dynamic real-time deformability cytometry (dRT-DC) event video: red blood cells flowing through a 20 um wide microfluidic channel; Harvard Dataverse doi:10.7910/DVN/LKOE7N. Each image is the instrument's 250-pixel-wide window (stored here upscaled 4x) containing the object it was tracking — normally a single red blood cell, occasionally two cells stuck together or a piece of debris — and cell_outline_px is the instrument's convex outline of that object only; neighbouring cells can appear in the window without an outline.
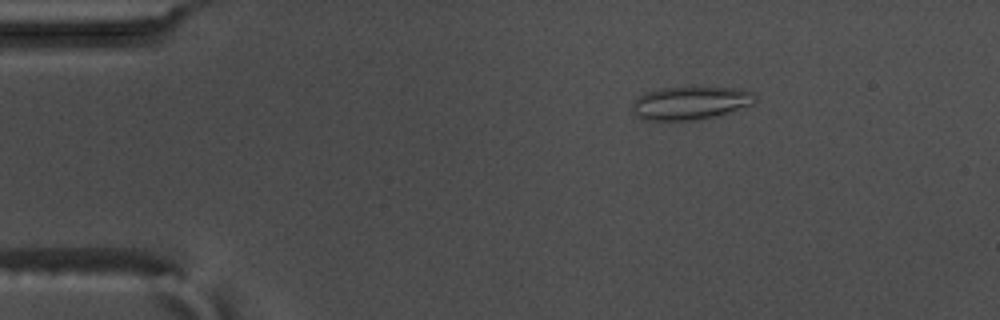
{"species": "common noctule bat (a hibernating species)", "species_latin": "Nyctalus noctula", "temperature_condition": "warm", "stored_images_in_passage": 57, "camera_frame_rate_fps": 3000, "um_per_image_px": 0.085, "animal": {"sex": "male", "body_mass_g": 17.5, "forearm_length_mm": 52.3}, "frame": {"image": 1, "passage_image": 10, "time_ms": 3.0, "image_size_px": [1000, 320], "cell_outline_px": [[756, 100], [752, 104], [716, 116], [696, 120], [644, 120], [636, 116], [632, 112], [632, 104], [636, 96], [644, 92], [660, 88], [744, 88], [752, 92], [756, 96]], "centroid_in_image_um": [58.64, 8.76], "position_along_channel_um": 26.4, "area_um2": 23.76}}
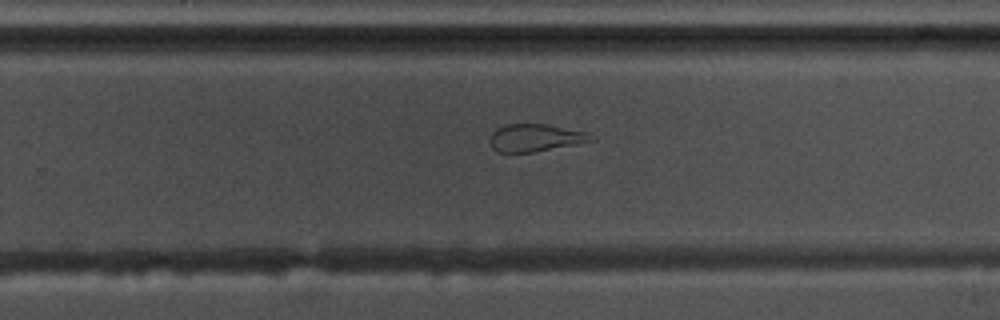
{"frame": {"image": 2, "passage_image": 37, "time_ms": 12.0, "image_size_px": [1000, 320], "cell_outline_px": [[596, 140], [576, 144], [532, 152], [496, 152], [492, 148], [488, 140], [492, 132], [496, 128], [508, 124], [548, 124], [584, 132]], "centroid_in_image_um": [45.42, 11.71], "position_along_channel_um": 284.4, "area_um2": 16.07}}
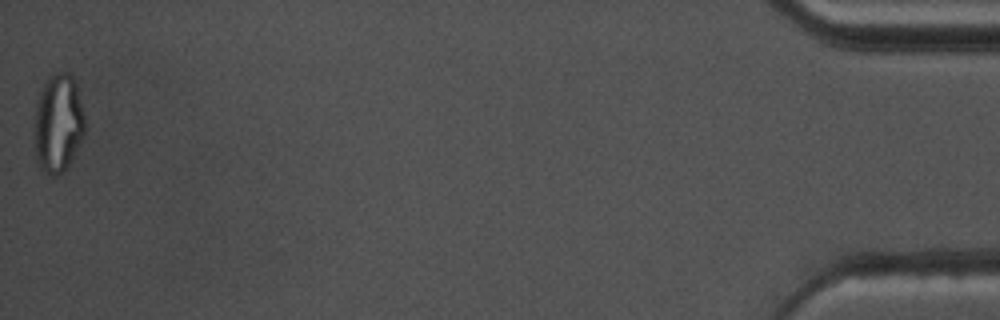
{"frame": {"image": 3, "passage_image": 57, "time_ms": 18.667, "image_size_px": [1000, 320], "cell_outline_px": [[84, 132], [72, 160], [64, 172], [56, 176], [52, 176], [44, 168], [36, 156], [32, 128], [36, 100], [48, 76], [56, 72], [68, 72], [72, 76], [76, 84], [84, 112]], "centroid_in_image_um": [4.92, 10.44], "position_along_channel_um": 430.3, "area_um2": 29.25}, "authors_computed_cell_mechanics": {"area_um2": 22.1374, "velocity_mm_per_s": 3.6331, "shape_relaxation_time_tau1_ms": null, "shape_relaxation_time_tau2_ms": 1.4954, "deformation_change_tau1": null, "deformation_change_tau2": 0.0998}}